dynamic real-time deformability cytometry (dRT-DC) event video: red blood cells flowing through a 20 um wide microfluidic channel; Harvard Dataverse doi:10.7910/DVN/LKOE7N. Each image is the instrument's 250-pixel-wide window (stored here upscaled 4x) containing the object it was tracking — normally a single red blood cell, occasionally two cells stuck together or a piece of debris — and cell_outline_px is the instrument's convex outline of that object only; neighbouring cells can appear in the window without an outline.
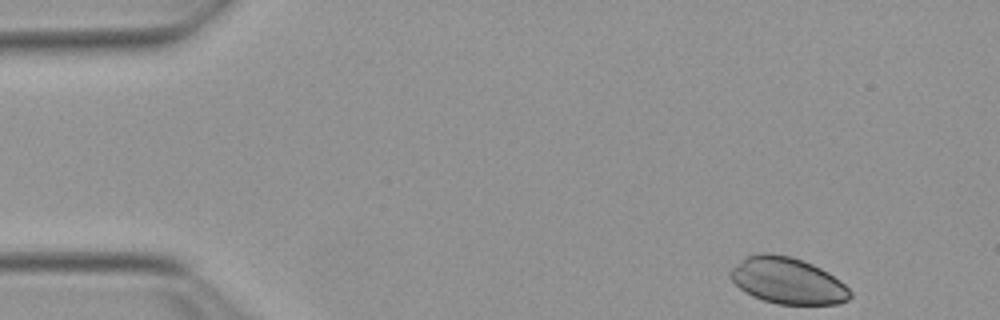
{"species": "Egyptian fruit bat (a non-hibernating species)", "species_latin": "Rousettus aegyptiacus", "temperature_condition": "warm", "stored_images_in_passage": 41, "camera_frame_rate_fps": 3000, "um_per_image_px": 0.085, "animal": {"sex": "female"}, "frame": {"image": 1, "passage_image": 1, "time_ms": 0.0, "image_size_px": [1000, 320], "cell_outline_px": [[852, 296], [848, 300], [840, 304], [776, 304], [752, 296], [744, 292], [728, 276], [728, 272], [732, 268], [748, 256], [760, 252], [772, 252], [792, 256], [812, 264], [828, 272], [840, 280], [852, 292]], "centroid_in_image_um": [66.95, 23.85], "position_along_channel_um": 18.0, "area_um2": 32.54}}
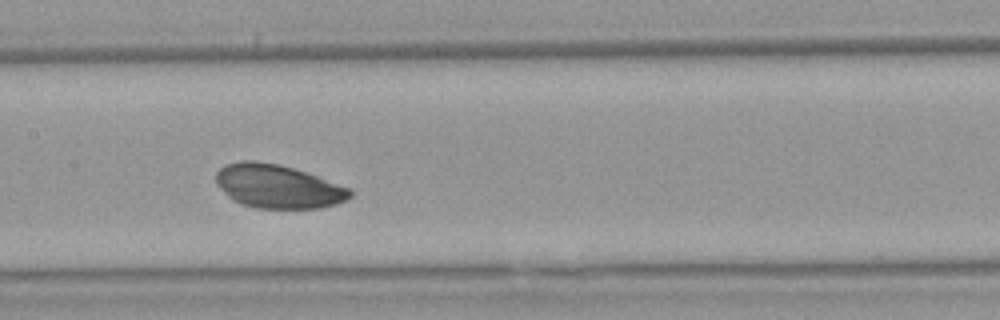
{"frame": {"image": 2, "passage_image": 22, "time_ms": 7.0, "image_size_px": [1000, 320], "cell_outline_px": [[352, 196], [348, 200], [336, 204], [320, 208], [256, 208], [240, 204], [232, 200], [216, 184], [216, 172], [224, 164], [240, 160], [252, 160], [280, 164], [352, 188]], "centroid_in_image_um": [23.61, 15.84], "position_along_channel_um": 183.8, "area_um2": 34.28}}
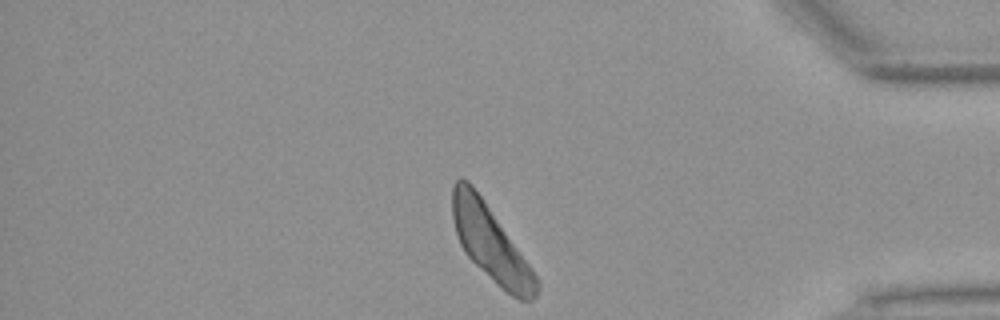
{"frame": {"image": 3, "passage_image": 41, "time_ms": 13.333, "image_size_px": [1000, 320], "cell_outline_px": [[540, 284], [536, 296], [532, 300], [520, 300], [504, 292], [464, 252], [460, 244], [456, 232], [452, 216], [452, 184], [460, 176], [468, 180], [484, 200], [540, 280]], "centroid_in_image_um": [41.7, 20.69], "position_along_channel_um": 393.5, "area_um2": 36.59}}